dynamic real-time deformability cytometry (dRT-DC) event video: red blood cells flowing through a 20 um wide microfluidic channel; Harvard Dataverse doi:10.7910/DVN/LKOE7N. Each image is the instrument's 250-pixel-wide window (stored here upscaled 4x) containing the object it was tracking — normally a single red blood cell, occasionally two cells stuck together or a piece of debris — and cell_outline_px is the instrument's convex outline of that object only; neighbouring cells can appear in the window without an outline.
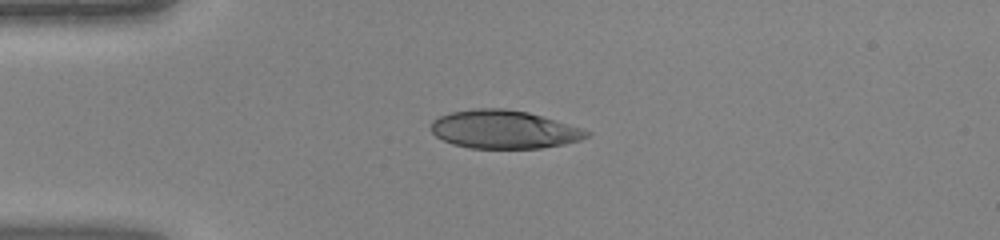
{"species": "human", "species_latin": "Homo sapiens", "temperature_condition": "warm", "stored_images_in_passage": 34, "camera_frame_rate_fps": 3000, "um_per_image_px": 0.085, "donor": {"sex": "female"}, "frame": {"image": 1, "passage_image": 1, "time_ms": 0.0, "image_size_px": [1000, 240], "cell_outline_px": [[592, 132], [588, 136], [580, 140], [564, 144], [540, 148], [468, 148], [452, 144], [436, 136], [432, 132], [432, 120], [440, 116], [452, 112], [476, 108], [504, 108], [528, 112], [584, 128]], "centroid_in_image_um": [42.86, 11.0], "position_along_channel_um": 42.1, "area_um2": 34.74}}
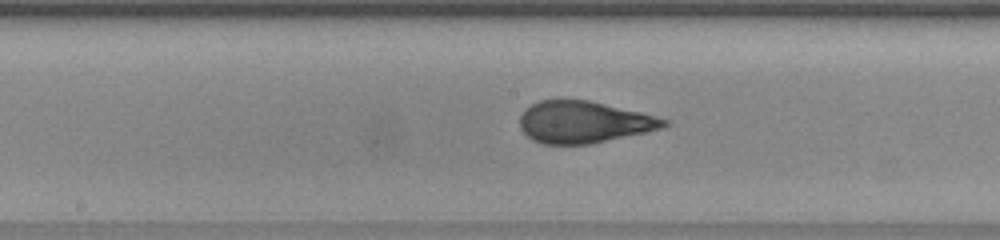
{"frame": {"image": 2, "passage_image": 13, "time_ms": 4.0, "image_size_px": [1000, 240], "cell_outline_px": [[672, 120], [664, 128], [588, 144], [540, 144], [532, 140], [520, 128], [520, 116], [524, 108], [540, 100], [560, 96], [588, 100], [640, 112]], "centroid_in_image_um": [49.58, 10.34], "position_along_channel_um": 198.6, "area_um2": 35.72}}
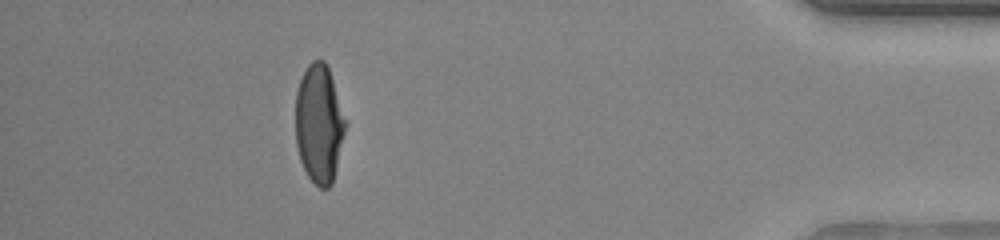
{"frame": {"image": 3, "passage_image": 30, "time_ms": 9.667, "image_size_px": [1000, 240], "cell_outline_px": [[348, 124], [332, 184], [328, 188], [320, 188], [308, 176], [300, 160], [296, 144], [296, 92], [300, 80], [308, 64], [312, 60], [324, 60], [328, 68], [348, 120]], "centroid_in_image_um": [27.15, 10.52], "position_along_channel_um": 408.0, "area_um2": 34.85}}